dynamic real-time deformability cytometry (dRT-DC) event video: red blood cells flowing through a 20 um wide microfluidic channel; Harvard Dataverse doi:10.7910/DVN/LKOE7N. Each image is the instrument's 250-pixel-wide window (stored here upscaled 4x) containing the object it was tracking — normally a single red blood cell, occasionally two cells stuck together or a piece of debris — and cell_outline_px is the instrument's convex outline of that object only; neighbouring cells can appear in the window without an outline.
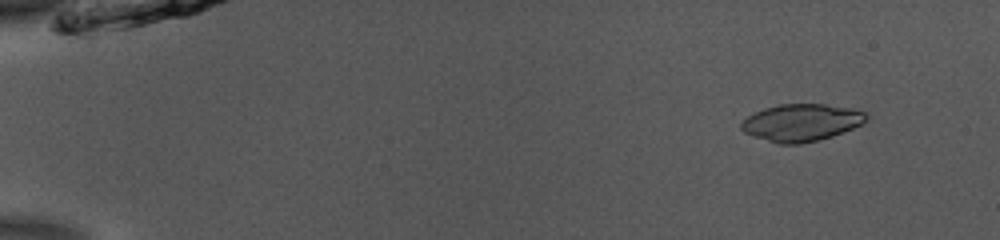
{"species": "common noctule bat (a hibernating species)", "species_latin": "Nyctalus noctula", "temperature_condition": "room temperature", "stored_images_in_passage": 48, "camera_frame_rate_fps": 3000, "um_per_image_px": 0.085, "animal": {"sex": "male", "body_mass_g": 13.0, "forearm_length_mm": 53.1}, "frame": {"image": 1, "passage_image": 1, "time_ms": 0.0, "image_size_px": [1000, 240], "cell_outline_px": [[868, 116], [860, 124], [852, 128], [832, 136], [800, 144], [780, 144], [744, 132], [740, 128], [740, 124], [748, 116], [764, 108], [780, 104], [824, 104], [852, 108], [864, 112]], "centroid_in_image_um": [68.1, 10.41], "position_along_channel_um": 16.9, "area_um2": 26.65}}